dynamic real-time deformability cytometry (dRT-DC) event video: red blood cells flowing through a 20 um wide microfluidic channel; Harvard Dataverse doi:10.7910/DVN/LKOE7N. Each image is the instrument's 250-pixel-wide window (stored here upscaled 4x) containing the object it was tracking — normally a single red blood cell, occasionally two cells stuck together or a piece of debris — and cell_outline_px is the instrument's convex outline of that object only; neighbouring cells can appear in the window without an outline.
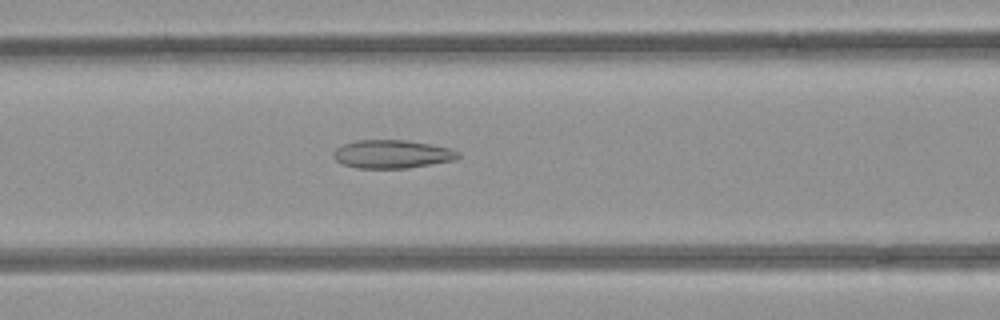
{"species": "common noctule bat (a hibernating species)", "species_latin": "Nyctalus noctula", "temperature_condition": "room temperature", "stored_images_in_passage": 52, "camera_frame_rate_fps": 3000, "um_per_image_px": 0.085, "animal": {"sex": "female", "body_mass_g": 21.9}, "frame": {"image": 1, "passage_image": 22, "time_ms": 7.0, "image_size_px": [1000, 320], "cell_outline_px": [[460, 156], [456, 160], [408, 168], [356, 168], [344, 164], [336, 160], [332, 156], [332, 152], [336, 148], [344, 144], [356, 140], [404, 140], [452, 148], [460, 152]], "centroid_in_image_um": [33.34, 13.1], "position_along_channel_um": 133.3, "area_um2": 20.63}}
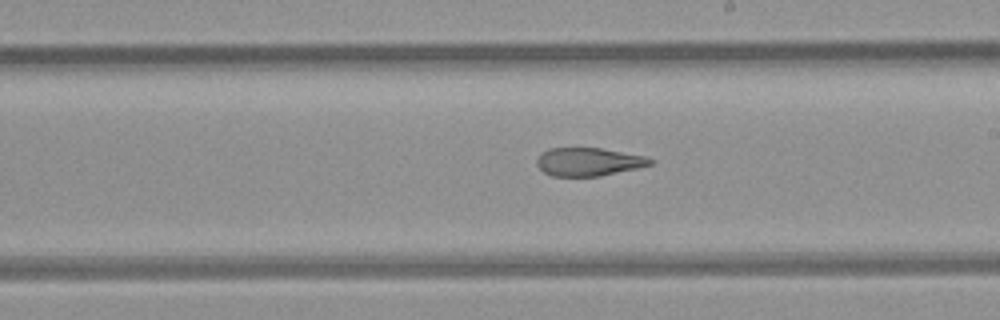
{"frame": {"image": 2, "passage_image": 30, "time_ms": 9.667, "image_size_px": [1000, 320], "cell_outline_px": [[652, 164], [640, 168], [600, 176], [552, 176], [544, 172], [536, 164], [536, 160], [548, 148], [600, 148], [648, 156], [652, 160]], "centroid_in_image_um": [50.07, 13.76], "position_along_channel_um": 238.9, "area_um2": 18.67}}
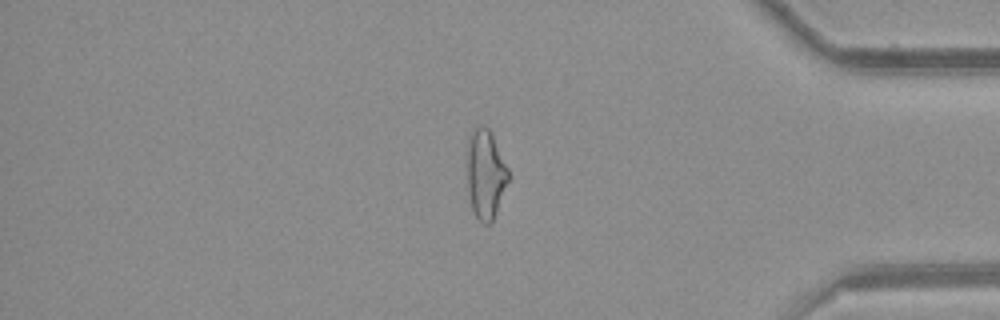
{"frame": {"image": 3, "passage_image": 44, "time_ms": 14.333, "image_size_px": [1000, 320], "cell_outline_px": [[508, 180], [492, 224], [484, 224], [476, 216], [472, 208], [468, 192], [468, 144], [472, 132], [480, 124], [488, 128], [508, 168]], "centroid_in_image_um": [41.27, 14.85], "position_along_channel_um": 393.9, "area_um2": 20.87}, "authors_computed_cell_mechanics": {"area_um2": 23.4379, "velocity_mm_per_s": 3.9581, "shape_relaxation_time_tau1_ms": null, "shape_relaxation_time_tau2_ms": 2.7923, "deformation_change_tau1": null, "deformation_change_tau2": 0.1173}}